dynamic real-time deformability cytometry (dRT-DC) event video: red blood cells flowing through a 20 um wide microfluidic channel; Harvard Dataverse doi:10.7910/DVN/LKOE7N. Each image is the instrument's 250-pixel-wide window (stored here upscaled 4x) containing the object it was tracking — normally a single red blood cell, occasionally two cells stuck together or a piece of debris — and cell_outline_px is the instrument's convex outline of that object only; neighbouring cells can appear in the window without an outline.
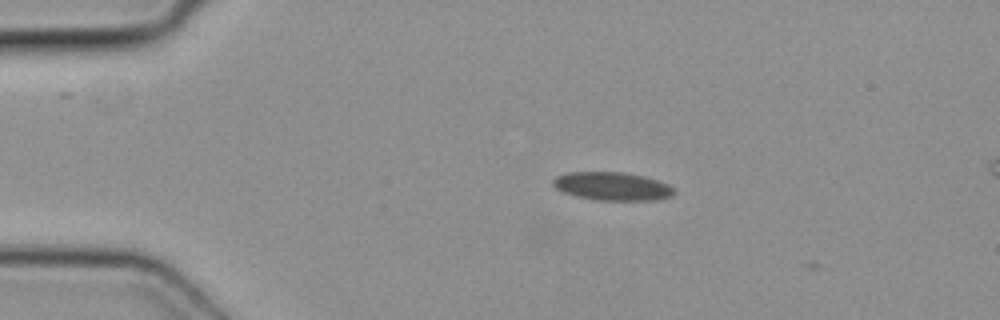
{"species": "common noctule bat (a hibernating species)", "species_latin": "Nyctalus noctula", "temperature_condition": "cold", "stored_images_in_passage": 2, "camera_frame_rate_fps": 3000, "um_per_image_px": 0.085, "animal": {"sex": "female", "body_mass_g": 19.3, "forearm_length_mm": 54.1}, "frame": {"image": 1, "passage_image": 1, "time_ms": 0.0, "image_size_px": [1000, 320], "cell_outline_px": [[676, 192], [672, 196], [656, 200], [596, 200], [576, 196], [564, 192], [556, 188], [552, 184], [552, 180], [556, 176], [568, 172], [624, 172], [644, 176], [668, 184]], "centroid_in_image_um": [52.03, 15.83], "position_along_channel_um": 33.0, "area_um2": 19.94}}